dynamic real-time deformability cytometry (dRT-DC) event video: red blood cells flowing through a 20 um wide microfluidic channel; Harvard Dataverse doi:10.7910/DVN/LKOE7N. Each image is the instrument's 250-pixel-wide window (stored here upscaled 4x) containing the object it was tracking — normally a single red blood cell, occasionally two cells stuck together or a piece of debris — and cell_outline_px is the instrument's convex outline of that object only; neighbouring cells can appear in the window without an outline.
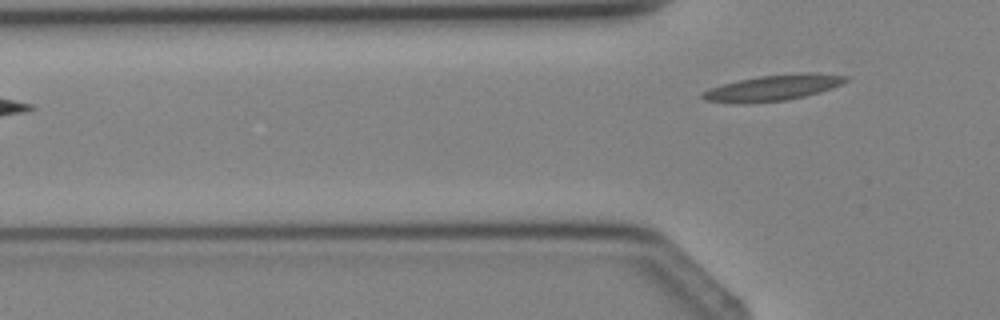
{"species": "Egyptian fruit bat (a non-hibernating species)", "species_latin": "Rousettus aegyptiacus", "temperature_condition": "cold", "stored_images_in_passage": 3, "camera_frame_rate_fps": 3000, "um_per_image_px": 0.085, "animal": {"sex": "female"}, "frame": {"image": 1, "passage_image": 3, "time_ms": 2.333, "image_size_px": [1000, 320], "cell_outline_px": [[848, 80], [832, 88], [820, 92], [804, 96], [784, 100], [704, 100], [700, 96], [704, 92], [712, 88], [724, 84], [740, 80], [760, 76], [808, 72], [848, 76]], "centroid_in_image_um": [65.87, 7.4], "position_along_channel_um": 59.9, "area_um2": 20.0}}